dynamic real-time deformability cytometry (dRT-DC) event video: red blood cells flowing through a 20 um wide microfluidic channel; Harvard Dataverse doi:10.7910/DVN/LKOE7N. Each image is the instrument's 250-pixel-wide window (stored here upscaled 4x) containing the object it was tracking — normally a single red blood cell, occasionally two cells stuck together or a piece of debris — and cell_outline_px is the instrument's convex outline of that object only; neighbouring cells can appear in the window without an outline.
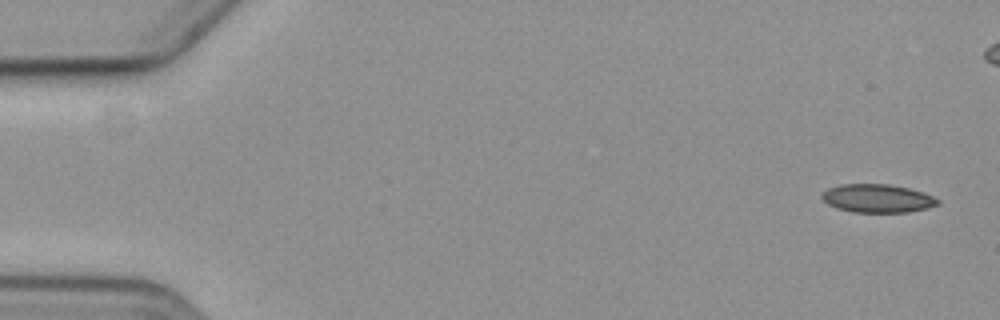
{"species": "common noctule bat (a hibernating species)", "species_latin": "Nyctalus noctula", "temperature_condition": "cold", "stored_images_in_passage": 4, "camera_frame_rate_fps": 3000, "um_per_image_px": 0.085, "animal": {"sex": "female", "body_mass_g": 19.3, "forearm_length_mm": 54.1}, "frame": {"image": 1, "passage_image": 1, "time_ms": 0.0, "image_size_px": [1000, 320], "cell_outline_px": [[940, 204], [928, 208], [908, 212], [852, 212], [828, 204], [820, 196], [828, 188], [840, 184], [888, 184], [908, 188], [924, 192], [940, 200]], "centroid_in_image_um": [74.62, 16.86], "position_along_channel_um": 10.4, "area_um2": 19.07}}